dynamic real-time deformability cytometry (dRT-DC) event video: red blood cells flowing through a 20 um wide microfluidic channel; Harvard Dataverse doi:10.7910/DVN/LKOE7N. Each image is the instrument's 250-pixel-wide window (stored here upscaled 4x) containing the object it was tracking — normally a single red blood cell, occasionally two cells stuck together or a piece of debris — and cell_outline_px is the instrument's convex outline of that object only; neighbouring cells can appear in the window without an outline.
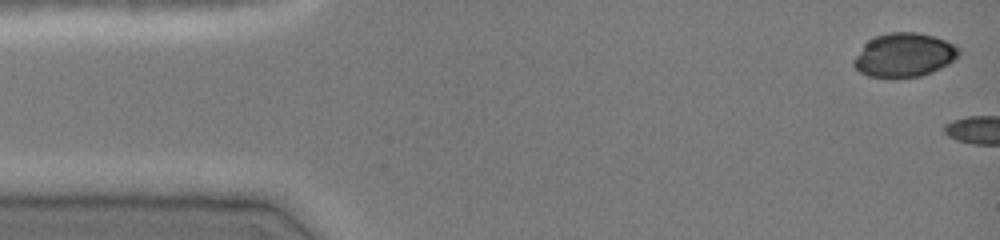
{"species": "common noctule bat (a hibernating species)", "species_latin": "Nyctalus noctula", "temperature_condition": "cold", "stored_images_in_passage": 4, "camera_frame_rate_fps": 3000, "um_per_image_px": 0.085, "animal": {"sex": "female", "body_mass_g": 19.0, "forearm_length_mm": 51.5}, "frame": {"image": 1, "passage_image": 1, "time_ms": 0.0, "image_size_px": [1000, 240], "cell_outline_px": [[960, 52], [956, 60], [932, 72], [920, 76], [868, 76], [860, 72], [852, 64], [852, 60], [864, 44], [868, 40], [876, 36], [888, 32], [916, 32], [932, 36], [944, 40], [960, 48]], "centroid_in_image_um": [76.85, 4.66], "position_along_channel_um": 8.1, "area_um2": 26.59}}